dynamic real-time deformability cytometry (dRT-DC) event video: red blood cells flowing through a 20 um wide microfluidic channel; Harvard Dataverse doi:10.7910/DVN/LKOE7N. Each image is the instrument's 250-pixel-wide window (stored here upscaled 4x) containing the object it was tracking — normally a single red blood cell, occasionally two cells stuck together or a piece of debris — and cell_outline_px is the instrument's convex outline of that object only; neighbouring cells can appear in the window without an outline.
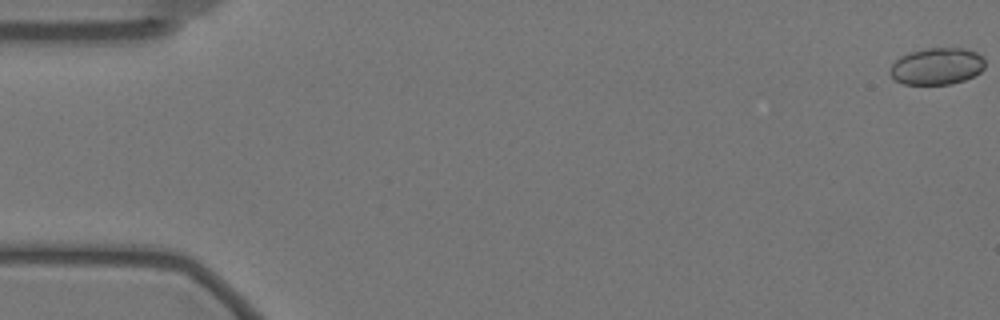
{"species": "Egyptian fruit bat (a non-hibernating species)", "species_latin": "Rousettus aegyptiacus", "temperature_condition": "warm", "stored_images_in_passage": 13, "camera_frame_rate_fps": 3000, "um_per_image_px": 0.085, "animal": {"sex": "female"}, "frame": {"image": 1, "passage_image": 1, "time_ms": 0.0, "image_size_px": [1000, 320], "cell_outline_px": [[984, 68], [980, 72], [964, 80], [952, 84], [904, 84], [896, 80], [888, 72], [892, 64], [900, 56], [912, 52], [928, 48], [964, 48], [976, 52], [984, 56]], "centroid_in_image_um": [79.65, 5.63], "position_along_channel_um": 5.4, "area_um2": 20.35}}